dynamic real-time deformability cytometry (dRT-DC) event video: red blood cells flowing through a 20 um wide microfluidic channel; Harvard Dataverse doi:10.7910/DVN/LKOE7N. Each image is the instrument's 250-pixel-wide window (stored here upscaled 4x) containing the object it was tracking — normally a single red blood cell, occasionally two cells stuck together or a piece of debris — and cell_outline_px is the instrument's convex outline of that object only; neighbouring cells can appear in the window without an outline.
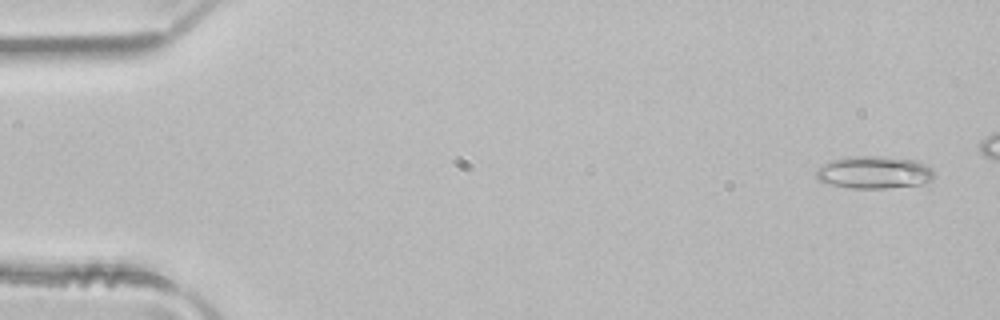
{"species": "common noctule bat (a hibernating species)", "species_latin": "Nyctalus noctula", "temperature_condition": "room temperature", "stored_images_in_passage": 4, "camera_frame_rate_fps": 3000, "um_per_image_px": 0.085, "animal": {"sex": "male", "body_mass_g": 21.5, "forearm_length_mm": 52.0}, "frame": {"image": 1, "passage_image": 1, "time_ms": 0.0, "image_size_px": [1000, 320], "cell_outline_px": [[932, 180], [920, 184], [884, 188], [848, 188], [828, 184], [820, 180], [816, 176], [816, 168], [832, 160], [852, 156], [880, 156], [912, 160], [924, 164], [932, 168]], "centroid_in_image_um": [74.25, 14.65], "position_along_channel_um": 10.7, "area_um2": 22.08}}